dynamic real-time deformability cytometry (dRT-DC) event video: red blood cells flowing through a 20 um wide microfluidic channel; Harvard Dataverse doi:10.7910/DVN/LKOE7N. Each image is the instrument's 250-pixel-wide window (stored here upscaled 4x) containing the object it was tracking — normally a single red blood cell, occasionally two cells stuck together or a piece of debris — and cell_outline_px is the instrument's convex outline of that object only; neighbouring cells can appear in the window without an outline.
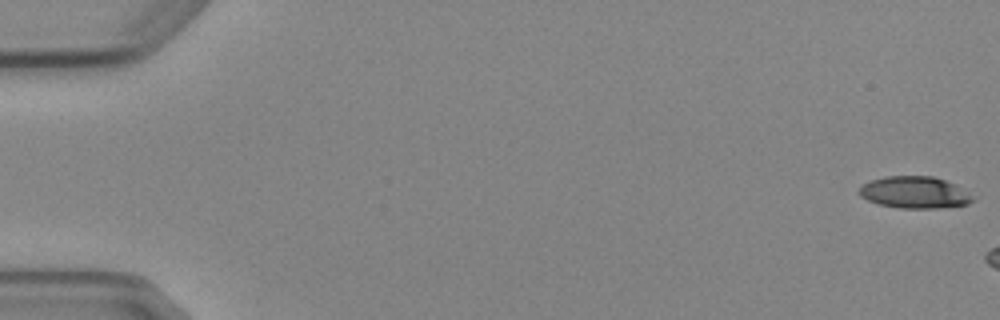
{"species": "Egyptian fruit bat (a non-hibernating species)", "species_latin": "Rousettus aegyptiacus", "temperature_condition": "cold", "stored_images_in_passage": 6, "camera_frame_rate_fps": 3000, "um_per_image_px": 0.085, "animal": {"sex": "female"}, "frame": {"image": 1, "passage_image": 1, "time_ms": 0.0, "image_size_px": [1000, 320], "cell_outline_px": [[976, 200], [968, 204], [940, 208], [900, 208], [880, 204], [868, 200], [860, 196], [860, 188], [864, 184], [872, 180], [884, 176], [932, 176], [956, 184]], "centroid_in_image_um": [77.76, 16.36], "position_along_channel_um": 7.2, "area_um2": 20.87}}
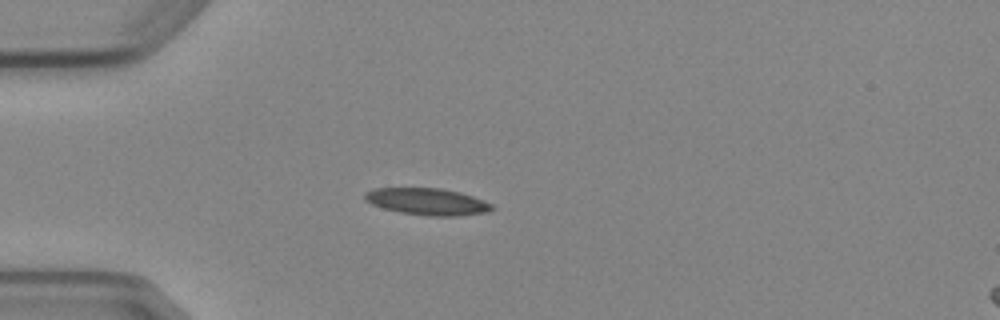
{"frame": {"image": 2, "passage_image": 6, "time_ms": 6.667, "image_size_px": [1000, 320], "cell_outline_px": [[496, 208], [488, 212], [460, 216], [428, 216], [400, 212], [384, 208], [372, 204], [364, 200], [364, 192], [372, 188], [440, 188], [460, 192], [484, 200], [492, 204]], "centroid_in_image_um": [36.33, 17.14], "position_along_channel_um": 48.7, "area_um2": 20.06}}